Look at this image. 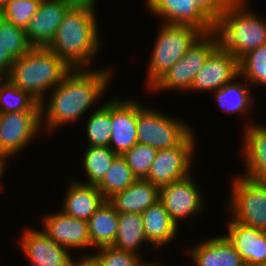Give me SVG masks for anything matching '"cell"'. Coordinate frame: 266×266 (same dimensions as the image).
<instances>
[{
    "mask_svg": "<svg viewBox=\"0 0 266 266\" xmlns=\"http://www.w3.org/2000/svg\"><path fill=\"white\" fill-rule=\"evenodd\" d=\"M108 69H72L64 79L54 87L49 103L41 105V124L48 131H54L64 124L75 123L101 98L111 80ZM46 107V108H45ZM45 113V114H44Z\"/></svg>",
    "mask_w": 266,
    "mask_h": 266,
    "instance_id": "obj_1",
    "label": "cell"
},
{
    "mask_svg": "<svg viewBox=\"0 0 266 266\" xmlns=\"http://www.w3.org/2000/svg\"><path fill=\"white\" fill-rule=\"evenodd\" d=\"M97 1H77L64 15L54 39L47 47L71 69H88L86 66L100 50L101 38L95 12Z\"/></svg>",
    "mask_w": 266,
    "mask_h": 266,
    "instance_id": "obj_2",
    "label": "cell"
},
{
    "mask_svg": "<svg viewBox=\"0 0 266 266\" xmlns=\"http://www.w3.org/2000/svg\"><path fill=\"white\" fill-rule=\"evenodd\" d=\"M71 70L47 47H32L14 60L5 78L41 103L46 100V92L56 87Z\"/></svg>",
    "mask_w": 266,
    "mask_h": 266,
    "instance_id": "obj_3",
    "label": "cell"
},
{
    "mask_svg": "<svg viewBox=\"0 0 266 266\" xmlns=\"http://www.w3.org/2000/svg\"><path fill=\"white\" fill-rule=\"evenodd\" d=\"M247 2L232 0L214 23L219 45L238 60L266 44V23L250 11Z\"/></svg>",
    "mask_w": 266,
    "mask_h": 266,
    "instance_id": "obj_4",
    "label": "cell"
},
{
    "mask_svg": "<svg viewBox=\"0 0 266 266\" xmlns=\"http://www.w3.org/2000/svg\"><path fill=\"white\" fill-rule=\"evenodd\" d=\"M148 65L147 83L150 89L164 74L186 54L203 34L199 29L171 23H160Z\"/></svg>",
    "mask_w": 266,
    "mask_h": 266,
    "instance_id": "obj_5",
    "label": "cell"
},
{
    "mask_svg": "<svg viewBox=\"0 0 266 266\" xmlns=\"http://www.w3.org/2000/svg\"><path fill=\"white\" fill-rule=\"evenodd\" d=\"M218 46L219 40L214 31L202 34L182 59L178 60L149 90L189 92L196 74Z\"/></svg>",
    "mask_w": 266,
    "mask_h": 266,
    "instance_id": "obj_6",
    "label": "cell"
},
{
    "mask_svg": "<svg viewBox=\"0 0 266 266\" xmlns=\"http://www.w3.org/2000/svg\"><path fill=\"white\" fill-rule=\"evenodd\" d=\"M192 131L191 126L177 117H170L155 108H144L138 103V143L157 150L168 149L179 145Z\"/></svg>",
    "mask_w": 266,
    "mask_h": 266,
    "instance_id": "obj_7",
    "label": "cell"
},
{
    "mask_svg": "<svg viewBox=\"0 0 266 266\" xmlns=\"http://www.w3.org/2000/svg\"><path fill=\"white\" fill-rule=\"evenodd\" d=\"M233 179L227 206L232 215L230 220L266 231V182L241 175Z\"/></svg>",
    "mask_w": 266,
    "mask_h": 266,
    "instance_id": "obj_8",
    "label": "cell"
},
{
    "mask_svg": "<svg viewBox=\"0 0 266 266\" xmlns=\"http://www.w3.org/2000/svg\"><path fill=\"white\" fill-rule=\"evenodd\" d=\"M42 129L41 111L0 114V158L7 159L23 150Z\"/></svg>",
    "mask_w": 266,
    "mask_h": 266,
    "instance_id": "obj_9",
    "label": "cell"
},
{
    "mask_svg": "<svg viewBox=\"0 0 266 266\" xmlns=\"http://www.w3.org/2000/svg\"><path fill=\"white\" fill-rule=\"evenodd\" d=\"M194 133L192 131L175 147L158 150L146 179L160 188L190 175L192 156L196 149Z\"/></svg>",
    "mask_w": 266,
    "mask_h": 266,
    "instance_id": "obj_10",
    "label": "cell"
},
{
    "mask_svg": "<svg viewBox=\"0 0 266 266\" xmlns=\"http://www.w3.org/2000/svg\"><path fill=\"white\" fill-rule=\"evenodd\" d=\"M191 175L174 181L169 185L160 187L159 200L169 213L171 220L178 226L180 219H185L193 214L202 213L203 196L199 186L195 184Z\"/></svg>",
    "mask_w": 266,
    "mask_h": 266,
    "instance_id": "obj_11",
    "label": "cell"
},
{
    "mask_svg": "<svg viewBox=\"0 0 266 266\" xmlns=\"http://www.w3.org/2000/svg\"><path fill=\"white\" fill-rule=\"evenodd\" d=\"M80 0H41L37 13L25 29L32 47H48L66 12Z\"/></svg>",
    "mask_w": 266,
    "mask_h": 266,
    "instance_id": "obj_12",
    "label": "cell"
},
{
    "mask_svg": "<svg viewBox=\"0 0 266 266\" xmlns=\"http://www.w3.org/2000/svg\"><path fill=\"white\" fill-rule=\"evenodd\" d=\"M19 241L30 266H72L70 250L54 242L42 229L26 228Z\"/></svg>",
    "mask_w": 266,
    "mask_h": 266,
    "instance_id": "obj_13",
    "label": "cell"
},
{
    "mask_svg": "<svg viewBox=\"0 0 266 266\" xmlns=\"http://www.w3.org/2000/svg\"><path fill=\"white\" fill-rule=\"evenodd\" d=\"M111 98L112 134L109 147L116 155H123L138 143V102L131 99L120 101L119 97Z\"/></svg>",
    "mask_w": 266,
    "mask_h": 266,
    "instance_id": "obj_14",
    "label": "cell"
},
{
    "mask_svg": "<svg viewBox=\"0 0 266 266\" xmlns=\"http://www.w3.org/2000/svg\"><path fill=\"white\" fill-rule=\"evenodd\" d=\"M239 75L238 59L220 45L209 55L196 74L190 88L194 91H216Z\"/></svg>",
    "mask_w": 266,
    "mask_h": 266,
    "instance_id": "obj_15",
    "label": "cell"
},
{
    "mask_svg": "<svg viewBox=\"0 0 266 266\" xmlns=\"http://www.w3.org/2000/svg\"><path fill=\"white\" fill-rule=\"evenodd\" d=\"M151 13L162 22L188 25L203 34L214 31V22L192 0H146Z\"/></svg>",
    "mask_w": 266,
    "mask_h": 266,
    "instance_id": "obj_16",
    "label": "cell"
},
{
    "mask_svg": "<svg viewBox=\"0 0 266 266\" xmlns=\"http://www.w3.org/2000/svg\"><path fill=\"white\" fill-rule=\"evenodd\" d=\"M43 231L57 244L67 249L92 247L87 221L66 215L62 211L43 218Z\"/></svg>",
    "mask_w": 266,
    "mask_h": 266,
    "instance_id": "obj_17",
    "label": "cell"
},
{
    "mask_svg": "<svg viewBox=\"0 0 266 266\" xmlns=\"http://www.w3.org/2000/svg\"><path fill=\"white\" fill-rule=\"evenodd\" d=\"M227 235L246 265L259 266L266 263V231L228 220Z\"/></svg>",
    "mask_w": 266,
    "mask_h": 266,
    "instance_id": "obj_18",
    "label": "cell"
},
{
    "mask_svg": "<svg viewBox=\"0 0 266 266\" xmlns=\"http://www.w3.org/2000/svg\"><path fill=\"white\" fill-rule=\"evenodd\" d=\"M246 128V129H245ZM243 132L242 152L245 163L243 176L266 182V126L254 121L246 123Z\"/></svg>",
    "mask_w": 266,
    "mask_h": 266,
    "instance_id": "obj_19",
    "label": "cell"
},
{
    "mask_svg": "<svg viewBox=\"0 0 266 266\" xmlns=\"http://www.w3.org/2000/svg\"><path fill=\"white\" fill-rule=\"evenodd\" d=\"M189 248L196 266H244L241 256L224 235L209 238Z\"/></svg>",
    "mask_w": 266,
    "mask_h": 266,
    "instance_id": "obj_20",
    "label": "cell"
},
{
    "mask_svg": "<svg viewBox=\"0 0 266 266\" xmlns=\"http://www.w3.org/2000/svg\"><path fill=\"white\" fill-rule=\"evenodd\" d=\"M67 190L60 210L80 220L87 221L106 200L97 186L78 180L70 181Z\"/></svg>",
    "mask_w": 266,
    "mask_h": 266,
    "instance_id": "obj_21",
    "label": "cell"
},
{
    "mask_svg": "<svg viewBox=\"0 0 266 266\" xmlns=\"http://www.w3.org/2000/svg\"><path fill=\"white\" fill-rule=\"evenodd\" d=\"M160 198V188L147 179H137L128 188L115 193L108 201L118 213H143Z\"/></svg>",
    "mask_w": 266,
    "mask_h": 266,
    "instance_id": "obj_22",
    "label": "cell"
},
{
    "mask_svg": "<svg viewBox=\"0 0 266 266\" xmlns=\"http://www.w3.org/2000/svg\"><path fill=\"white\" fill-rule=\"evenodd\" d=\"M141 215L146 239L152 248L157 249L175 240L179 228L171 220L160 200L149 206Z\"/></svg>",
    "mask_w": 266,
    "mask_h": 266,
    "instance_id": "obj_23",
    "label": "cell"
},
{
    "mask_svg": "<svg viewBox=\"0 0 266 266\" xmlns=\"http://www.w3.org/2000/svg\"><path fill=\"white\" fill-rule=\"evenodd\" d=\"M91 245L95 248L111 246L118 232V212L105 200L87 220Z\"/></svg>",
    "mask_w": 266,
    "mask_h": 266,
    "instance_id": "obj_24",
    "label": "cell"
},
{
    "mask_svg": "<svg viewBox=\"0 0 266 266\" xmlns=\"http://www.w3.org/2000/svg\"><path fill=\"white\" fill-rule=\"evenodd\" d=\"M118 220L117 236L111 245L113 248L139 254L137 250L143 243L150 245L146 239L141 214L118 213Z\"/></svg>",
    "mask_w": 266,
    "mask_h": 266,
    "instance_id": "obj_25",
    "label": "cell"
},
{
    "mask_svg": "<svg viewBox=\"0 0 266 266\" xmlns=\"http://www.w3.org/2000/svg\"><path fill=\"white\" fill-rule=\"evenodd\" d=\"M239 75L235 77L231 82L225 84L220 89L214 91V96L218 102V106L223 112L226 113H245L250 111V107L254 101L252 99L251 89L247 86L246 82L242 80V83L236 80L239 79Z\"/></svg>",
    "mask_w": 266,
    "mask_h": 266,
    "instance_id": "obj_26",
    "label": "cell"
},
{
    "mask_svg": "<svg viewBox=\"0 0 266 266\" xmlns=\"http://www.w3.org/2000/svg\"><path fill=\"white\" fill-rule=\"evenodd\" d=\"M83 154V168L87 181L81 180L79 182L97 186L104 179L117 155L109 146H88Z\"/></svg>",
    "mask_w": 266,
    "mask_h": 266,
    "instance_id": "obj_27",
    "label": "cell"
},
{
    "mask_svg": "<svg viewBox=\"0 0 266 266\" xmlns=\"http://www.w3.org/2000/svg\"><path fill=\"white\" fill-rule=\"evenodd\" d=\"M136 180L137 179L128 167L125 158L122 155H117L113 159L104 179L97 185V187L103 197L108 200L115 193L128 188Z\"/></svg>",
    "mask_w": 266,
    "mask_h": 266,
    "instance_id": "obj_28",
    "label": "cell"
},
{
    "mask_svg": "<svg viewBox=\"0 0 266 266\" xmlns=\"http://www.w3.org/2000/svg\"><path fill=\"white\" fill-rule=\"evenodd\" d=\"M21 111H41V105L28 92L5 78L0 83V114Z\"/></svg>",
    "mask_w": 266,
    "mask_h": 266,
    "instance_id": "obj_29",
    "label": "cell"
},
{
    "mask_svg": "<svg viewBox=\"0 0 266 266\" xmlns=\"http://www.w3.org/2000/svg\"><path fill=\"white\" fill-rule=\"evenodd\" d=\"M86 124L88 146H109L112 134L111 99L90 114Z\"/></svg>",
    "mask_w": 266,
    "mask_h": 266,
    "instance_id": "obj_30",
    "label": "cell"
},
{
    "mask_svg": "<svg viewBox=\"0 0 266 266\" xmlns=\"http://www.w3.org/2000/svg\"><path fill=\"white\" fill-rule=\"evenodd\" d=\"M239 76L248 86H266V44L251 50L238 60Z\"/></svg>",
    "mask_w": 266,
    "mask_h": 266,
    "instance_id": "obj_31",
    "label": "cell"
},
{
    "mask_svg": "<svg viewBox=\"0 0 266 266\" xmlns=\"http://www.w3.org/2000/svg\"><path fill=\"white\" fill-rule=\"evenodd\" d=\"M0 45L15 60L25 55L32 46L25 29L18 27L0 16Z\"/></svg>",
    "mask_w": 266,
    "mask_h": 266,
    "instance_id": "obj_32",
    "label": "cell"
},
{
    "mask_svg": "<svg viewBox=\"0 0 266 266\" xmlns=\"http://www.w3.org/2000/svg\"><path fill=\"white\" fill-rule=\"evenodd\" d=\"M157 151L149 145L137 143L122 156L136 179H146Z\"/></svg>",
    "mask_w": 266,
    "mask_h": 266,
    "instance_id": "obj_33",
    "label": "cell"
},
{
    "mask_svg": "<svg viewBox=\"0 0 266 266\" xmlns=\"http://www.w3.org/2000/svg\"><path fill=\"white\" fill-rule=\"evenodd\" d=\"M41 0H10L0 10V16L12 24L26 29L37 13Z\"/></svg>",
    "mask_w": 266,
    "mask_h": 266,
    "instance_id": "obj_34",
    "label": "cell"
},
{
    "mask_svg": "<svg viewBox=\"0 0 266 266\" xmlns=\"http://www.w3.org/2000/svg\"><path fill=\"white\" fill-rule=\"evenodd\" d=\"M99 252L93 254L102 266H144L146 262L140 254L128 251H120L112 246L97 248Z\"/></svg>",
    "mask_w": 266,
    "mask_h": 266,
    "instance_id": "obj_35",
    "label": "cell"
},
{
    "mask_svg": "<svg viewBox=\"0 0 266 266\" xmlns=\"http://www.w3.org/2000/svg\"><path fill=\"white\" fill-rule=\"evenodd\" d=\"M214 23L232 0H192Z\"/></svg>",
    "mask_w": 266,
    "mask_h": 266,
    "instance_id": "obj_36",
    "label": "cell"
},
{
    "mask_svg": "<svg viewBox=\"0 0 266 266\" xmlns=\"http://www.w3.org/2000/svg\"><path fill=\"white\" fill-rule=\"evenodd\" d=\"M14 59L8 54L7 51H4L2 46L0 45V71L6 75L10 71V67Z\"/></svg>",
    "mask_w": 266,
    "mask_h": 266,
    "instance_id": "obj_37",
    "label": "cell"
},
{
    "mask_svg": "<svg viewBox=\"0 0 266 266\" xmlns=\"http://www.w3.org/2000/svg\"><path fill=\"white\" fill-rule=\"evenodd\" d=\"M80 260L73 259L72 266H102L99 260L93 254H84ZM78 261V262H77Z\"/></svg>",
    "mask_w": 266,
    "mask_h": 266,
    "instance_id": "obj_38",
    "label": "cell"
},
{
    "mask_svg": "<svg viewBox=\"0 0 266 266\" xmlns=\"http://www.w3.org/2000/svg\"><path fill=\"white\" fill-rule=\"evenodd\" d=\"M6 163L0 158V179L3 178L1 176H3V174H5V167H6Z\"/></svg>",
    "mask_w": 266,
    "mask_h": 266,
    "instance_id": "obj_39",
    "label": "cell"
},
{
    "mask_svg": "<svg viewBox=\"0 0 266 266\" xmlns=\"http://www.w3.org/2000/svg\"><path fill=\"white\" fill-rule=\"evenodd\" d=\"M144 266H165V265H162V264H156V262H153V263H151V262H146L145 264H144Z\"/></svg>",
    "mask_w": 266,
    "mask_h": 266,
    "instance_id": "obj_40",
    "label": "cell"
},
{
    "mask_svg": "<svg viewBox=\"0 0 266 266\" xmlns=\"http://www.w3.org/2000/svg\"><path fill=\"white\" fill-rule=\"evenodd\" d=\"M10 0H0V10L3 8V6Z\"/></svg>",
    "mask_w": 266,
    "mask_h": 266,
    "instance_id": "obj_41",
    "label": "cell"
},
{
    "mask_svg": "<svg viewBox=\"0 0 266 266\" xmlns=\"http://www.w3.org/2000/svg\"><path fill=\"white\" fill-rule=\"evenodd\" d=\"M5 79V75L0 71V83Z\"/></svg>",
    "mask_w": 266,
    "mask_h": 266,
    "instance_id": "obj_42",
    "label": "cell"
}]
</instances>
